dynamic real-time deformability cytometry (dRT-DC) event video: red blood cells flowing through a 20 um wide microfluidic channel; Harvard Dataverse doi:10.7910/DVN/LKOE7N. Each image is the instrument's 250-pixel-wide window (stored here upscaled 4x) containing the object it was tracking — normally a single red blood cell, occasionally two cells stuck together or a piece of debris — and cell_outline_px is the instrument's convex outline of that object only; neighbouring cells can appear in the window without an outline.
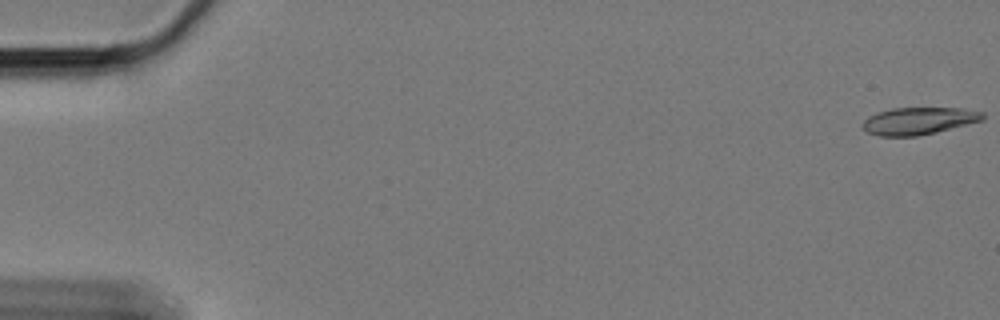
{"species": "Egyptian fruit bat (a non-hibernating species)", "species_latin": "Rousettus aegyptiacus", "temperature_condition": "cold", "stored_images_in_passage": 13, "camera_frame_rate_fps": 3000, "um_per_image_px": 0.085, "animal": {"sex": "female"}, "frame": {"image": 1, "passage_image": 1, "time_ms": 0.0, "image_size_px": [1000, 320], "cell_outline_px": [[984, 120], [936, 132], [916, 136], [880, 136], [868, 132], [860, 124], [868, 116], [876, 112], [892, 108], [964, 108], [984, 112]], "centroid_in_image_um": [78.09, 10.26], "position_along_channel_um": 6.9, "area_um2": 19.13}}